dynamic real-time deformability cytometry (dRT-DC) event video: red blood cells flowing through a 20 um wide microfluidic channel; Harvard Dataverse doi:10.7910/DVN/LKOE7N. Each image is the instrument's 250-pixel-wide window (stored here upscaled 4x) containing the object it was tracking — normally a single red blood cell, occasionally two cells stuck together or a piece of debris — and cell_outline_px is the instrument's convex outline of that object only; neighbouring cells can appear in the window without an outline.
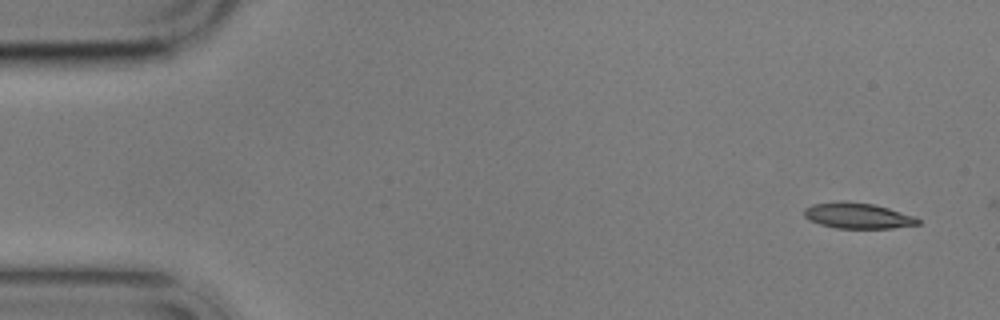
{"species": "common noctule bat (a hibernating species)", "species_latin": "Nyctalus noctula", "temperature_condition": "cold", "stored_images_in_passage": 2, "camera_frame_rate_fps": 3000, "um_per_image_px": 0.085, "animal": {"sex": "male", "body_mass_g": 17.9}, "frame": {"image": 1, "passage_image": 1, "time_ms": 0.0, "image_size_px": [1000, 320], "cell_outline_px": [[920, 224], [892, 228], [836, 228], [820, 224], [808, 220], [804, 216], [804, 208], [812, 204], [844, 200], [872, 204], [888, 208], [916, 216], [920, 220]], "centroid_in_image_um": [72.89, 18.33], "position_along_channel_um": 12.1, "area_um2": 17.17}}